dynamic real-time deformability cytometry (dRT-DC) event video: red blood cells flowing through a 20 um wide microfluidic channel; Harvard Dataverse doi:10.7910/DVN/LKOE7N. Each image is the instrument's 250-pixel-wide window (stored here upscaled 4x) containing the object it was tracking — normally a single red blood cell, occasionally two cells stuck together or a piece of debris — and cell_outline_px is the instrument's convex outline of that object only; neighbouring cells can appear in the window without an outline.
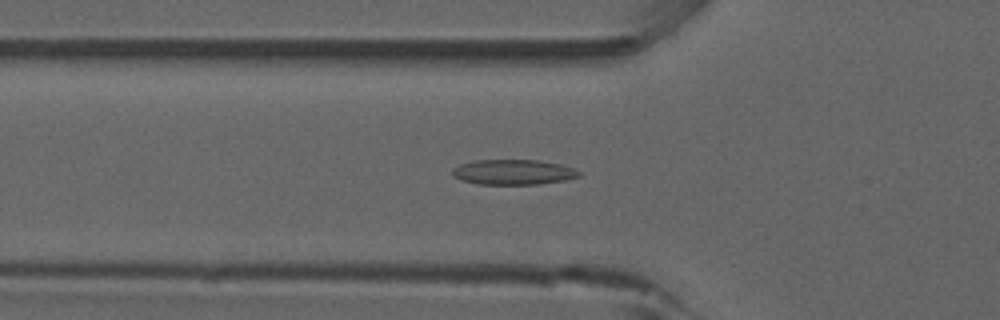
{"species": "common noctule bat (a hibernating species)", "species_latin": "Nyctalus noctula", "temperature_condition": "room temperature", "stored_images_in_passage": 53, "camera_frame_rate_fps": 3000, "um_per_image_px": 0.085, "animal": {"sex": "male", "forearm_length_mm": 52.5}, "frame": {"image": 1, "passage_image": 18, "time_ms": 5.667, "image_size_px": [1000, 320], "cell_outline_px": [[580, 176], [564, 180], [536, 184], [480, 184], [460, 180], [452, 176], [452, 168], [460, 164], [476, 160], [540, 160], [560, 164], [572, 168], [580, 172]], "centroid_in_image_um": [43.59, 14.62], "position_along_channel_um": 82.2, "area_um2": 18.5}}
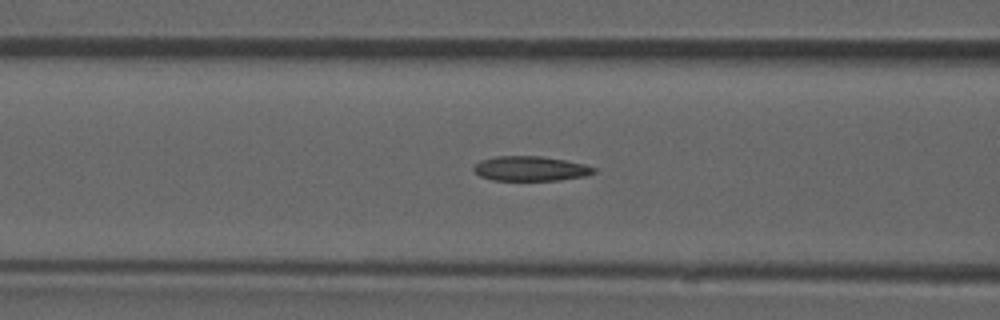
{"frame": {"image": 2, "passage_image": 21, "time_ms": 6.667, "image_size_px": [1000, 320], "cell_outline_px": [[596, 172], [584, 176], [560, 180], [492, 180], [480, 176], [472, 172], [472, 168], [480, 160], [496, 156], [540, 156], [564, 160], [584, 164], [596, 168]], "centroid_in_image_um": [45.05, 14.33], "position_along_channel_um": 121.5, "area_um2": 17.34}}
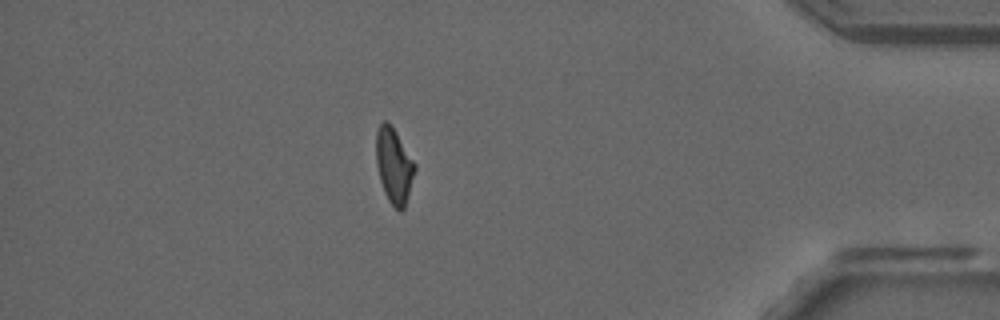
{"frame": {"image": 3, "passage_image": 46, "time_ms": 15.0, "image_size_px": [1000, 320], "cell_outline_px": [[416, 168], [404, 208], [400, 212], [388, 200], [384, 192], [380, 180], [376, 164], [376, 132], [380, 124], [384, 120], [388, 120], [392, 124], [416, 164]], "centroid_in_image_um": [33.48, 14.03], "position_along_channel_um": 401.7, "area_um2": 17.05}, "authors_computed_cell_mechanics": {"area_um2": 17.5712, "velocity_mm_per_s": 3.8768, "shape_relaxation_time_tau1_ms": null, "shape_relaxation_time_tau2_ms": 4.2071, "deformation_change_tau1": null, "deformation_change_tau2": 0.1269}}